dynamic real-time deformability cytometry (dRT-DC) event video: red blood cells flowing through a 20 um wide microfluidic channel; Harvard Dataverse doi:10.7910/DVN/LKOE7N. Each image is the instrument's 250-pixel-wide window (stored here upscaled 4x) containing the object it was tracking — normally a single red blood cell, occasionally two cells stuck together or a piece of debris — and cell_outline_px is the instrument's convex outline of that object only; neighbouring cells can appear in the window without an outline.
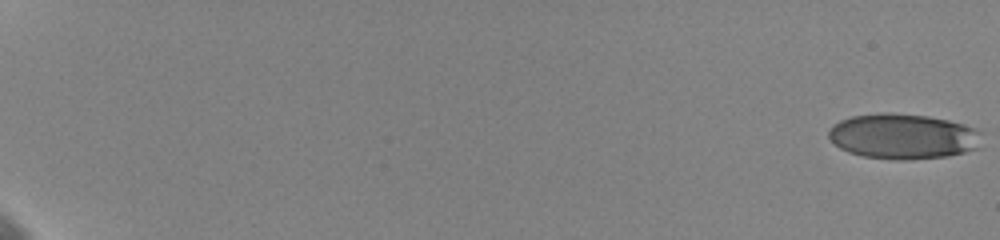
{"species": "human", "species_latin": "Homo sapiens", "temperature_condition": "cold", "stored_images_in_passage": 60, "camera_frame_rate_fps": 3000, "um_per_image_px": 0.085, "donor": {"sex": "female"}, "frame": {"image": 1, "passage_image": 1, "time_ms": 0.0, "image_size_px": [1000, 240], "cell_outline_px": [[972, 148], [964, 152], [948, 156], [904, 160], [896, 160], [864, 156], [848, 152], [840, 148], [828, 136], [828, 132], [840, 120], [852, 116], [884, 112], [888, 112], [924, 116], [948, 120], [972, 128]], "centroid_in_image_um": [76.57, 11.59], "position_along_channel_um": 8.4, "area_um2": 38.9}}
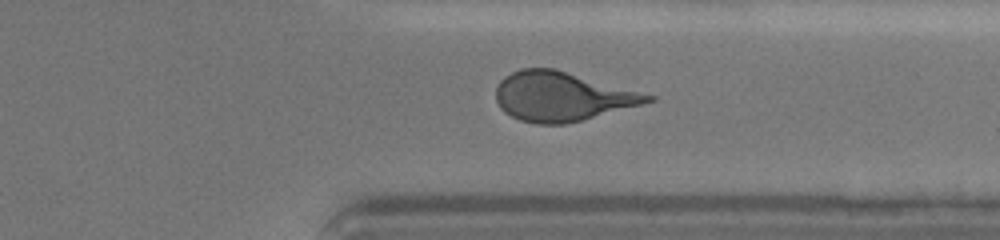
{"frame": {"image": 2, "passage_image": 49, "time_ms": 16.0, "image_size_px": [1000, 240], "cell_outline_px": [[656, 100], [644, 104], [564, 124], [536, 124], [520, 120], [504, 112], [500, 108], [496, 100], [496, 88], [500, 80], [504, 76], [520, 68], [556, 68], [656, 96]], "centroid_in_image_um": [47.76, 8.19], "position_along_channel_um": 363.6, "area_um2": 43.58}}
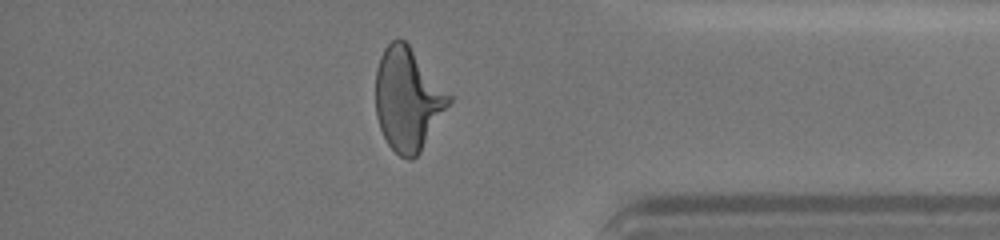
{"frame": {"image": 3, "passage_image": 55, "time_ms": 17.333, "image_size_px": [1000, 240], "cell_outline_px": [[452, 100], [420, 152], [412, 160], [408, 160], [400, 156], [388, 144], [380, 128], [376, 116], [376, 68], [380, 56], [384, 48], [396, 36], [400, 36], [408, 44], [452, 96]], "centroid_in_image_um": [34.65, 8.41], "position_along_channel_um": 400.6, "area_um2": 43.75}, "authors_computed_cell_mechanics": {"area_um2": 43.2344, "velocity_mm_per_s": 3.6373, "shape_relaxation_time_tau1_ms": 5.3131, "shape_relaxation_time_tau2_ms": null, "deformation_change_tau1": 0.1653, "deformation_change_tau2": null}}